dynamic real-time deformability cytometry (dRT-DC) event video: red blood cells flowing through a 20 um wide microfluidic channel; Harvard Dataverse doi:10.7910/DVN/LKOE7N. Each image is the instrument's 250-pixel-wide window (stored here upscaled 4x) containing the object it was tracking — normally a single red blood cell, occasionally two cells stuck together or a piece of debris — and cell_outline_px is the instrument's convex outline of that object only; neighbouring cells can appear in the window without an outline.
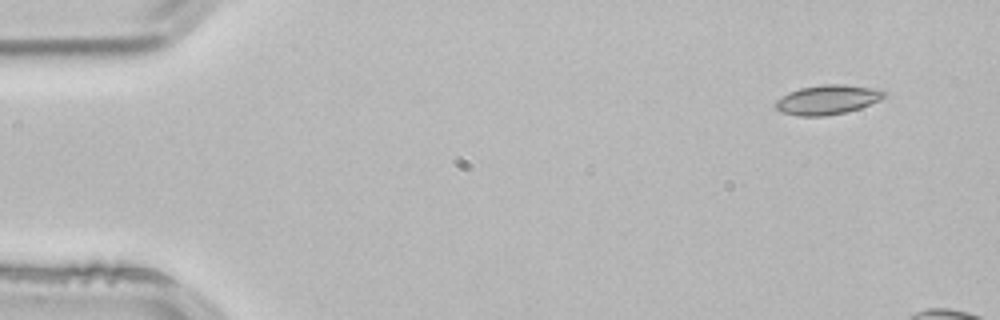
{"species": "common noctule bat (a hibernating species)", "species_latin": "Nyctalus noctula", "temperature_condition": "room temperature", "stored_images_in_passage": 4, "camera_frame_rate_fps": 3000, "um_per_image_px": 0.085, "animal": {"sex": "male", "body_mass_g": 21.5, "forearm_length_mm": 52.0}, "frame": {"image": 1, "passage_image": 1, "time_ms": 0.0, "image_size_px": [1000, 320], "cell_outline_px": [[888, 96], [880, 100], [860, 108], [844, 112], [824, 116], [800, 116], [780, 112], [776, 108], [776, 100], [788, 92], [800, 88], [820, 84], [844, 84], [872, 88], [888, 92]], "centroid_in_image_um": [70.35, 8.46], "position_along_channel_um": 14.7, "area_um2": 18.73}}
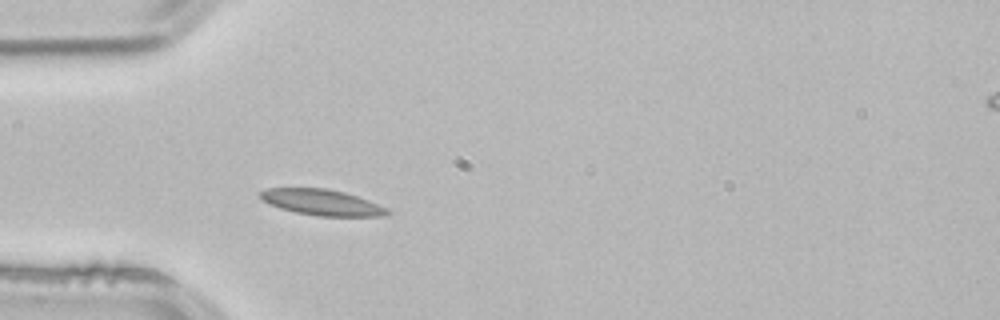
{"frame": {"image": 2, "passage_image": 4, "time_ms": 1.0, "image_size_px": [1000, 320], "cell_outline_px": [[392, 212], [384, 216], [316, 216], [296, 212], [280, 208], [268, 204], [260, 200], [260, 192], [268, 188], [328, 188], [344, 192], [368, 200], [388, 208]], "centroid_in_image_um": [27.35, 17.2], "position_along_channel_um": 57.6, "area_um2": 19.25}}